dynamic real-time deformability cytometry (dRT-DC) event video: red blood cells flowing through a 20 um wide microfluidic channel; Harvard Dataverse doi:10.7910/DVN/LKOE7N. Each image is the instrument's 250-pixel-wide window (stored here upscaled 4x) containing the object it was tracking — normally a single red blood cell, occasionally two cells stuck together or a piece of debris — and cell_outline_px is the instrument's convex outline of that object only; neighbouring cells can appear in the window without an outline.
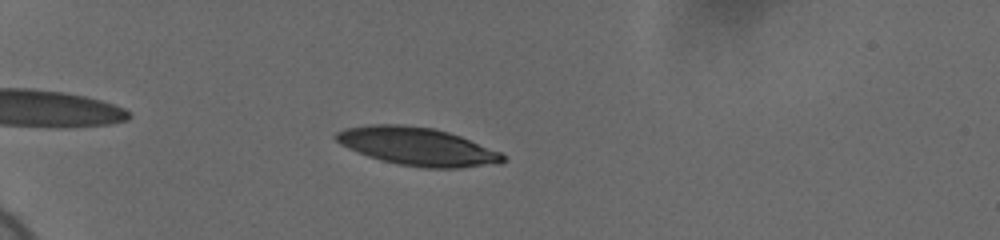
{"species": "human", "species_latin": "Homo sapiens", "temperature_condition": "cold", "stored_images_in_passage": 42, "camera_frame_rate_fps": 3000, "um_per_image_px": 0.085, "donor": {"sex": "female"}, "frame": {"image": 1, "passage_image": 7, "time_ms": 2.0, "image_size_px": [1000, 240], "cell_outline_px": [[504, 160], [500, 164], [460, 168], [424, 168], [396, 164], [368, 156], [356, 152], [340, 144], [332, 136], [336, 132], [344, 128], [372, 124], [404, 124], [432, 128], [448, 132], [460, 136], [500, 152], [504, 156]], "centroid_in_image_um": [35.44, 12.45], "position_along_channel_um": 49.6, "area_um2": 37.11}}
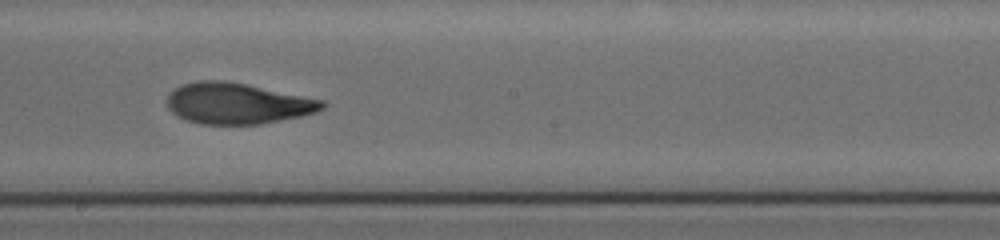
{"frame": {"image": 2, "passage_image": 25, "time_ms": 8.0, "image_size_px": [1000, 240], "cell_outline_px": [[328, 104], [324, 108], [316, 112], [300, 116], [260, 124], [200, 124], [176, 116], [168, 108], [168, 92], [180, 84], [200, 80], [220, 80], [244, 84], [324, 100]], "centroid_in_image_um": [20.15, 8.79], "position_along_channel_um": 228.0, "area_um2": 36.93}}
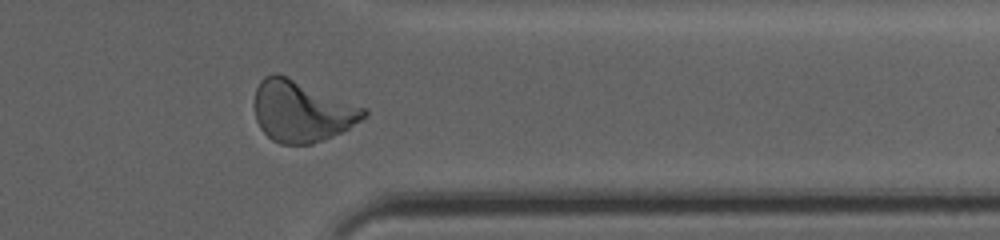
{"frame": {"image": 3, "passage_image": 38, "time_ms": 12.333, "image_size_px": [1000, 240], "cell_outline_px": [[368, 116], [348, 128], [332, 136], [312, 144], [280, 144], [272, 140], [260, 128], [256, 120], [256, 88], [260, 80], [264, 76], [276, 72], [368, 108]], "centroid_in_image_um": [25.67, 9.45], "position_along_channel_um": 385.7, "area_um2": 38.9}, "authors_computed_cell_mechanics": {"area_um2": 37.1365, "velocity_mm_per_s": 3.6812, "shape_relaxation_time_tau1_ms": 5.5742, "shape_relaxation_time_tau2_ms": 1.5433, "deformation_change_tau1": 0.2127, "deformation_change_tau2": 0.0773}}